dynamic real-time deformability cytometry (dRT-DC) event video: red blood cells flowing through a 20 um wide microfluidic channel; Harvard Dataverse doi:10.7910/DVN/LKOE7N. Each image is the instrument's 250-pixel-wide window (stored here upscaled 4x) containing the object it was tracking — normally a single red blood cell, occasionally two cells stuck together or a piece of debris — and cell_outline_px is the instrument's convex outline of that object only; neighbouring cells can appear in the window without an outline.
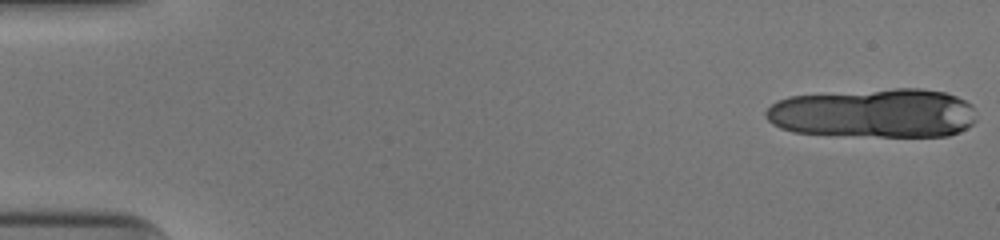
{"species": "human", "species_latin": "Homo sapiens", "temperature_condition": "cold", "stored_images_in_passage": 19, "camera_frame_rate_fps": 3000, "um_per_image_px": 0.085, "donor": {"sex": "male"}, "frame": {"image": 1, "passage_image": 1, "time_ms": 0.0, "image_size_px": [1000, 240], "cell_outline_px": [[976, 120], [968, 128], [960, 132], [948, 136], [880, 136], [792, 132], [780, 128], [772, 124], [764, 116], [764, 112], [776, 100], [788, 96], [892, 88], [920, 88], [944, 92], [956, 96], [972, 104], [976, 116]], "centroid_in_image_um": [74.3, 9.61], "position_along_channel_um": 10.7, "area_um2": 60.69}}